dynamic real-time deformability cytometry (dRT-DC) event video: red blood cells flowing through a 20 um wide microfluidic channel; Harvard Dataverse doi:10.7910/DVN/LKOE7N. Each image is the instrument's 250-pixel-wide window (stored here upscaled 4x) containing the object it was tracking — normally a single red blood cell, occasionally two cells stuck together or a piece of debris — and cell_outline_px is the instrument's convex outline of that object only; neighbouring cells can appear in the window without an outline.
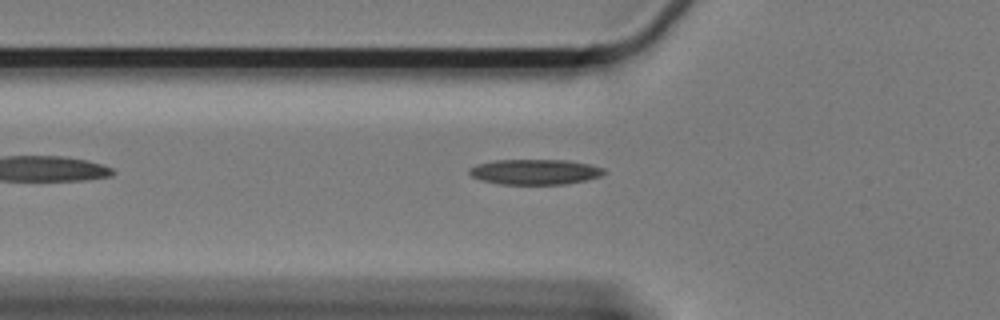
{"species": "Egyptian fruit bat (a non-hibernating species)", "species_latin": "Rousettus aegyptiacus", "temperature_condition": "cold", "stored_images_in_passage": 39, "camera_frame_rate_fps": 3000, "um_per_image_px": 0.085, "animal": {"sex": "female"}, "frame": {"image": 1, "passage_image": 4, "time_ms": 1.0, "image_size_px": [1000, 320], "cell_outline_px": [[608, 172], [600, 176], [584, 180], [564, 184], [500, 184], [480, 180], [472, 176], [468, 172], [468, 168], [476, 164], [496, 160], [568, 160], [588, 164], [604, 168]], "centroid_in_image_um": [45.45, 14.6], "position_along_channel_um": 80.4, "area_um2": 19.88}}
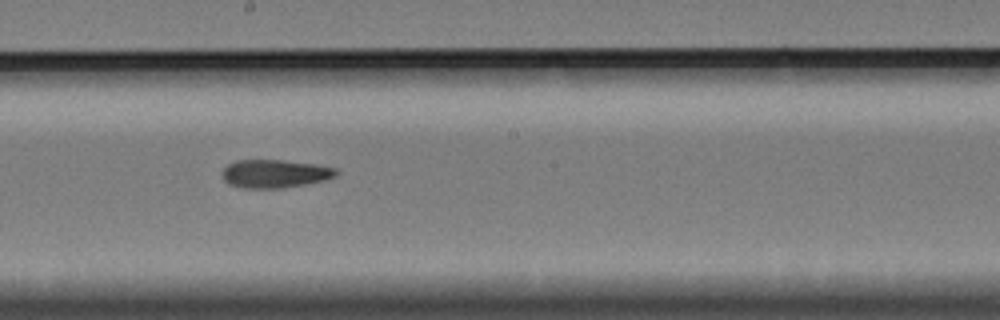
{"frame": {"image": 2, "passage_image": 17, "time_ms": 5.333, "image_size_px": [1000, 320], "cell_outline_px": [[340, 172], [336, 176], [324, 180], [284, 188], [244, 188], [228, 184], [224, 180], [224, 168], [228, 164], [236, 160], [284, 160], [316, 164], [336, 168]], "centroid_in_image_um": [23.39, 14.76], "position_along_channel_um": 224.8, "area_um2": 18.73}}
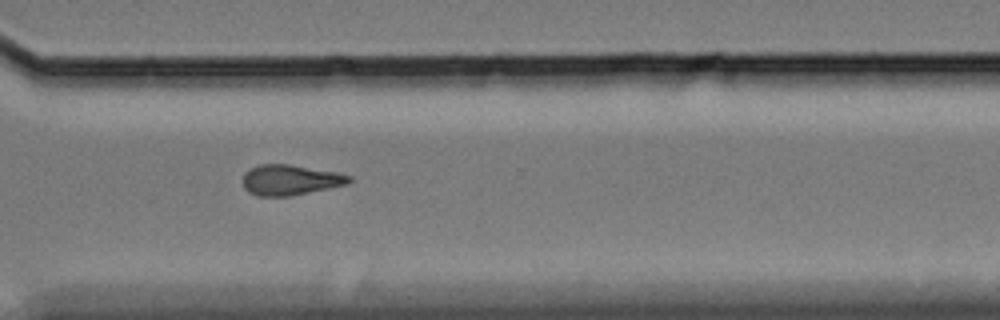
{"frame": {"image": 3, "passage_image": 28, "time_ms": 9.0, "image_size_px": [1000, 320], "cell_outline_px": [[352, 180], [344, 184], [288, 196], [256, 196], [248, 192], [244, 188], [244, 172], [260, 164], [288, 164], [336, 172], [352, 176]], "centroid_in_image_um": [24.62, 15.29], "position_along_channel_um": 346.0, "area_um2": 18.44}}